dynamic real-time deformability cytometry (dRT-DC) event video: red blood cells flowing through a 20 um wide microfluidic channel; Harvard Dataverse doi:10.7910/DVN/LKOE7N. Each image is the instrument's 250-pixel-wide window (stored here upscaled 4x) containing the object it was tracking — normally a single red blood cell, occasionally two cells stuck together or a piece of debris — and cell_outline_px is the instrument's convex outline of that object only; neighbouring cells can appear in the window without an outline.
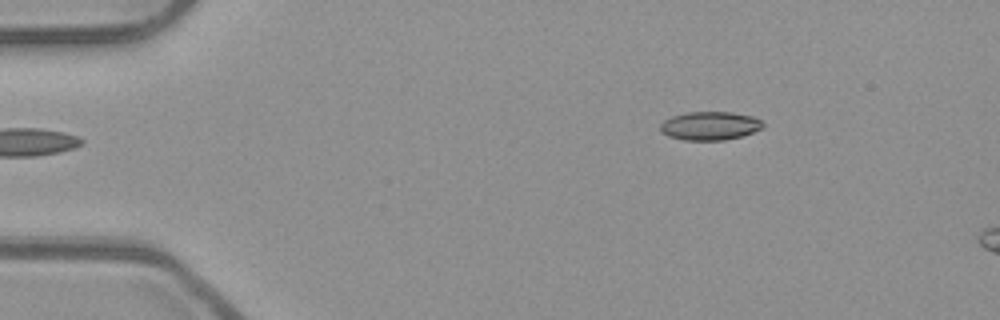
{"species": "common noctule bat (a hibernating species)", "species_latin": "Nyctalus noctula", "temperature_condition": "room temperature", "stored_images_in_passage": 6, "camera_frame_rate_fps": 3000, "um_per_image_px": 0.085, "animal": {"sex": "male", "body_mass_g": 23.1, "forearm_length_mm": 52.7}, "frame": {"image": 1, "passage_image": 1, "time_ms": 0.0, "image_size_px": [1000, 320], "cell_outline_px": [[764, 128], [740, 136], [724, 140], [684, 140], [668, 136], [660, 132], [660, 124], [664, 120], [672, 116], [688, 112], [732, 112], [752, 116], [760, 120], [764, 124]], "centroid_in_image_um": [60.32, 10.69], "position_along_channel_um": 24.7, "area_um2": 17.05}}